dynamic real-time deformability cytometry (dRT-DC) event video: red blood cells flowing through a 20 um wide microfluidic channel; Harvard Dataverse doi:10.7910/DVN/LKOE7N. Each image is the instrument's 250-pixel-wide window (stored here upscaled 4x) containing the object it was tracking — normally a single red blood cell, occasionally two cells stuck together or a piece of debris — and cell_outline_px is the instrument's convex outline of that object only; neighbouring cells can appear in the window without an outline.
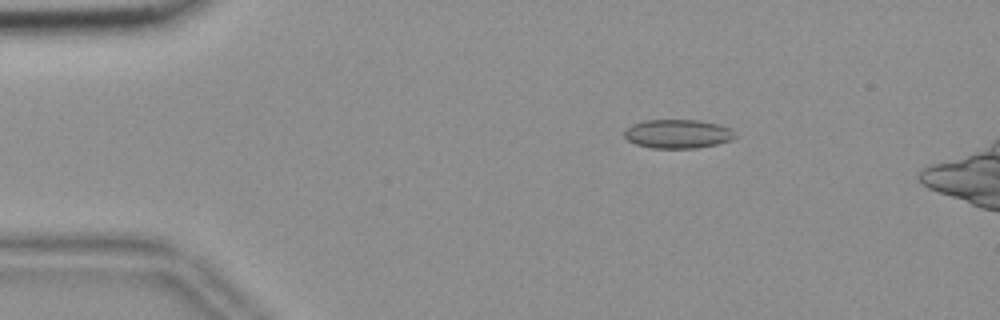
{"species": "common noctule bat (a hibernating species)", "species_latin": "Nyctalus noctula", "temperature_condition": "room temperature", "stored_images_in_passage": 17, "camera_frame_rate_fps": 3000, "um_per_image_px": 0.085, "animal": {"sex": "female", "body_mass_g": 18.4}, "frame": {"image": 1, "passage_image": 10, "time_ms": 3.0, "image_size_px": [1000, 320], "cell_outline_px": [[736, 136], [732, 140], [716, 144], [696, 148], [652, 148], [636, 144], [628, 140], [624, 136], [624, 132], [632, 124], [644, 120], [696, 120], [720, 124], [736, 132]], "centroid_in_image_um": [57.62, 11.38], "position_along_channel_um": 27.4, "area_um2": 18.61}}